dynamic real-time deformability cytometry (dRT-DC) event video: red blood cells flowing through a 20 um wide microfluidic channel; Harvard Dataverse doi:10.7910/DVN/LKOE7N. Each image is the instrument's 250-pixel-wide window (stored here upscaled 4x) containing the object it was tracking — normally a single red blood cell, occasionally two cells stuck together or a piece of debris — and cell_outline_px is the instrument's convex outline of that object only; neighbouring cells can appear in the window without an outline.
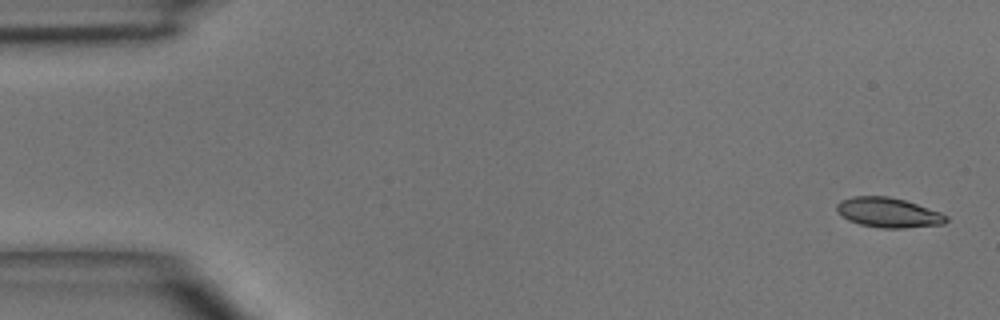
{"species": "common noctule bat (a hibernating species)", "species_latin": "Nyctalus noctula", "temperature_condition": "room temperature", "stored_images_in_passage": 6, "camera_frame_rate_fps": 3000, "um_per_image_px": 0.085, "animal": {"sex": "male", "body_mass_g": 15.6}, "frame": {"image": 1, "passage_image": 1, "time_ms": 0.0, "image_size_px": [1000, 320], "cell_outline_px": [[948, 220], [944, 224], [904, 228], [880, 228], [860, 224], [848, 220], [836, 208], [836, 204], [840, 200], [852, 196], [888, 196], [904, 200], [940, 212], [948, 216]], "centroid_in_image_um": [75.51, 18.07], "position_along_channel_um": 9.5, "area_um2": 18.9}}
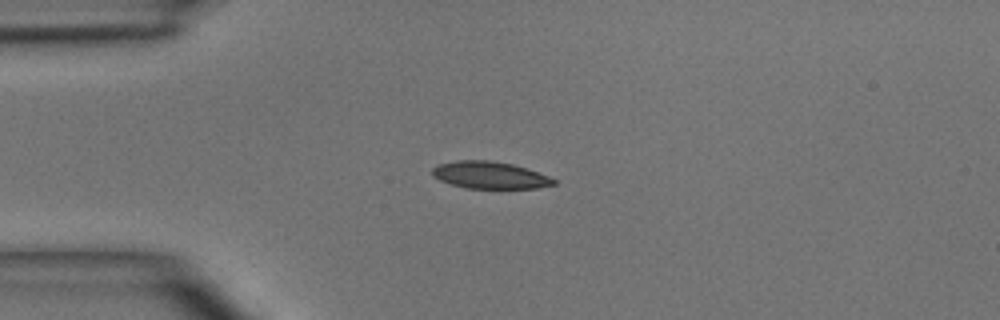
{"frame": {"image": 2, "passage_image": 3, "time_ms": 3.333, "image_size_px": [1000, 320], "cell_outline_px": [[556, 184], [536, 188], [468, 188], [452, 184], [440, 180], [432, 176], [432, 168], [440, 164], [456, 160], [488, 160], [512, 164], [548, 176], [556, 180]], "centroid_in_image_um": [41.61, 14.88], "position_along_channel_um": 43.4, "area_um2": 18.9}}
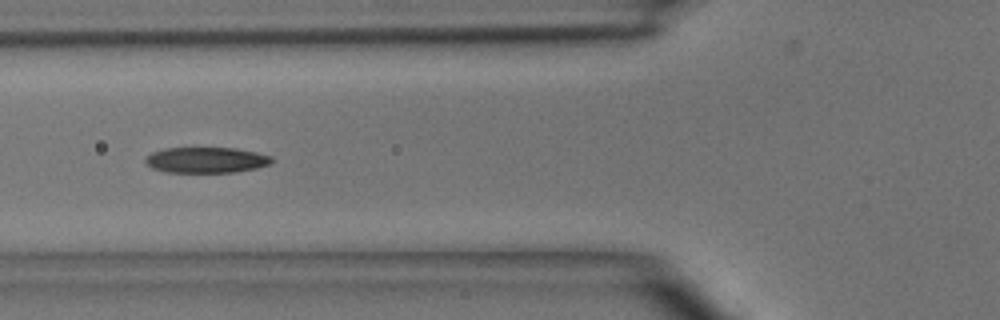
{"frame": {"image": 3, "passage_image": 5, "time_ms": 5.333, "image_size_px": [1000, 320], "cell_outline_px": [[272, 160], [268, 164], [256, 168], [232, 172], [164, 172], [152, 168], [144, 164], [144, 160], [152, 152], [164, 148], [236, 148], [256, 152], [272, 156]], "centroid_in_image_um": [17.48, 13.6], "position_along_channel_um": 108.3, "area_um2": 18.9}}